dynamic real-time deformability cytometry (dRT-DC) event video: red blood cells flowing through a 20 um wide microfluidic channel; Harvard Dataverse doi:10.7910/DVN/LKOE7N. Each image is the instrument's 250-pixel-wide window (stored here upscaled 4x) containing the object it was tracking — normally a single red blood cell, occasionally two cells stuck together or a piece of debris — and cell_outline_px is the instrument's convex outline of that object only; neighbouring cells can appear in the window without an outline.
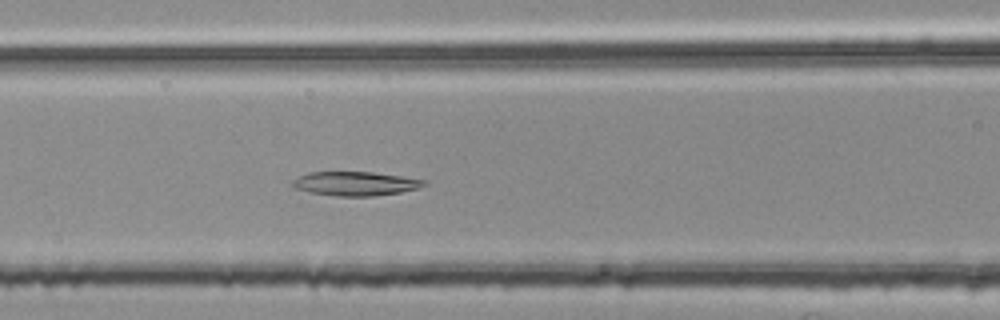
{"species": "common noctule bat (a hibernating species)", "species_latin": "Nyctalus noctula", "temperature_condition": "room temperature", "stored_images_in_passage": 51, "camera_frame_rate_fps": 3000, "um_per_image_px": 0.085, "animal": {"sex": "female", "body_mass_g": 25.1}, "frame": {"image": 1, "passage_image": 22, "time_ms": 7.0, "image_size_px": [1000, 320], "cell_outline_px": [[428, 184], [420, 188], [400, 192], [372, 196], [336, 196], [308, 192], [292, 188], [292, 180], [308, 172], [372, 172], [428, 180]], "centroid_in_image_um": [30.21, 15.61], "position_along_channel_um": 136.4, "area_um2": 18.55}}
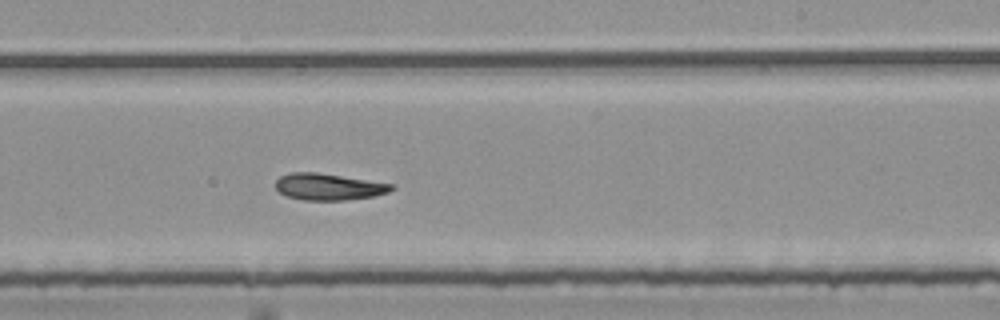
{"frame": {"image": 2, "passage_image": 32, "time_ms": 10.333, "image_size_px": [1000, 320], "cell_outline_px": [[396, 188], [388, 192], [376, 196], [344, 200], [304, 200], [284, 196], [276, 188], [276, 180], [280, 176], [288, 172], [316, 172], [392, 184]], "centroid_in_image_um": [27.9, 15.88], "position_along_channel_um": 261.1, "area_um2": 17.98}}
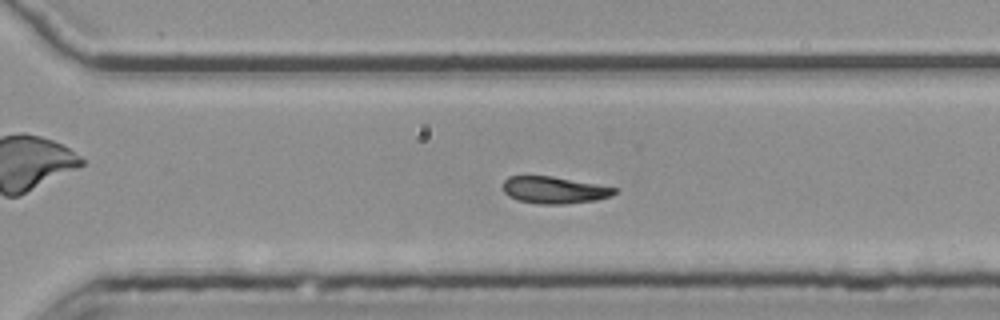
{"frame": {"image": 3, "passage_image": 37, "time_ms": 12.0, "image_size_px": [1000, 320], "cell_outline_px": [[620, 188], [612, 196], [596, 200], [564, 204], [540, 204], [516, 200], [508, 196], [504, 192], [504, 180], [508, 176], [552, 176]], "centroid_in_image_um": [47.13, 16.15], "position_along_channel_um": 323.5, "area_um2": 17.63}}